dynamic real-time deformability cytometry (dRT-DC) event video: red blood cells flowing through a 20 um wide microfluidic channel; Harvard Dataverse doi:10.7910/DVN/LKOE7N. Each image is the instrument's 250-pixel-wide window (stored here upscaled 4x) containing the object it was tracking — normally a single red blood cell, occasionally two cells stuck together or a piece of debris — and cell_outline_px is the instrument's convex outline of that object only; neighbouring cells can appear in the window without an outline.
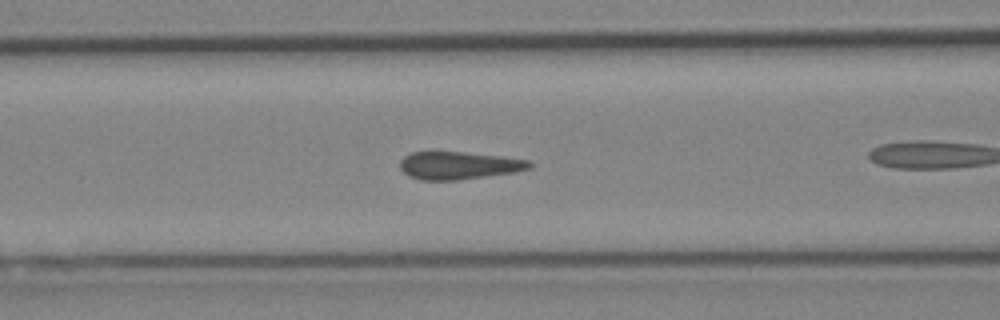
{"species": "Egyptian fruit bat (a non-hibernating species)", "species_latin": "Rousettus aegyptiacus", "temperature_condition": "cold", "stored_images_in_passage": 35, "camera_frame_rate_fps": 3000, "um_per_image_px": 0.085, "animal": {"sex": "female"}, "frame": {"image": 1, "passage_image": 5, "time_ms": 1.333, "image_size_px": [1000, 320], "cell_outline_px": [[532, 168], [516, 172], [460, 180], [420, 180], [408, 176], [400, 168], [400, 160], [404, 156], [412, 152], [464, 152], [500, 156], [528, 160], [532, 164]], "centroid_in_image_um": [38.99, 14.07], "position_along_channel_um": 127.6, "area_um2": 20.98}}
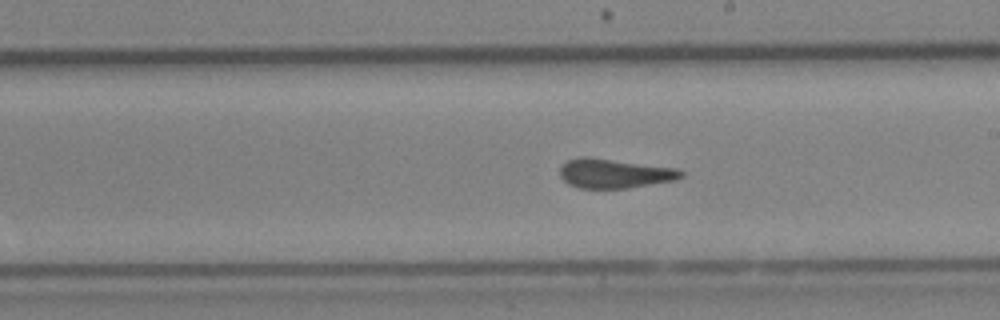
{"frame": {"image": 2, "passage_image": 13, "time_ms": 4.0, "image_size_px": [1000, 320], "cell_outline_px": [[684, 176], [676, 180], [628, 188], [580, 188], [568, 184], [560, 176], [560, 168], [568, 160], [580, 156], [584, 156], [676, 168], [684, 172]], "centroid_in_image_um": [52.23, 14.74], "position_along_channel_um": 236.8, "area_um2": 20.63}}
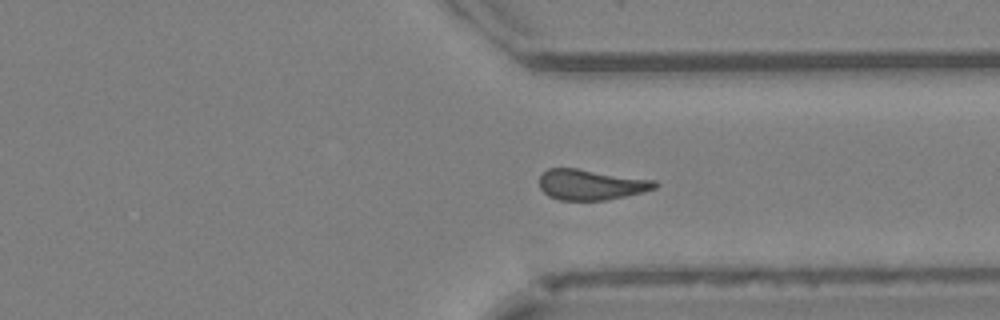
{"frame": {"image": 3, "passage_image": 22, "time_ms": 7.0, "image_size_px": [1000, 320], "cell_outline_px": [[660, 184], [656, 188], [644, 192], [604, 200], [560, 200], [548, 196], [540, 188], [540, 176], [548, 168], [576, 168], [656, 180]], "centroid_in_image_um": [50.26, 15.69], "position_along_channel_um": 361.1, "area_um2": 20.58}}